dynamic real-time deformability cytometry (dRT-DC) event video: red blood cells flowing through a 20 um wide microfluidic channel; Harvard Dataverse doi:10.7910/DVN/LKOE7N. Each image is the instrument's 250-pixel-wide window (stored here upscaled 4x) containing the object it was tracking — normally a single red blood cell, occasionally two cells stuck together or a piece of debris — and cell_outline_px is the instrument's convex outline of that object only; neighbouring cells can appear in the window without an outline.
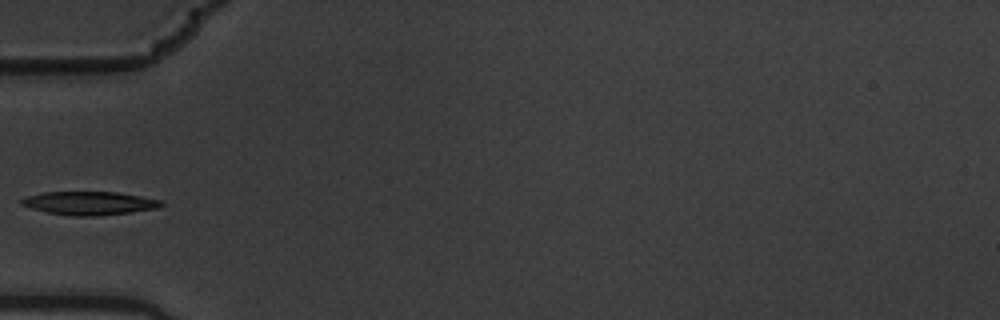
{"species": "common noctule bat (a hibernating species)", "species_latin": "Nyctalus noctula", "temperature_condition": "warm", "stored_images_in_passage": 10, "camera_frame_rate_fps": 3000, "um_per_image_px": 0.085, "animal": {"sex": "male", "body_mass_g": 19.5, "forearm_length_mm": 54.6}, "frame": {"image": 1, "passage_image": 4, "time_ms": 1.0, "image_size_px": [1000, 320], "cell_outline_px": [[164, 204], [156, 208], [128, 212], [96, 216], [72, 216], [48, 212], [32, 208], [20, 204], [20, 200], [24, 196], [44, 192], [116, 192], [140, 196], [160, 200]], "centroid_in_image_um": [7.54, 17.26], "position_along_channel_um": 77.5, "area_um2": 18.84}}
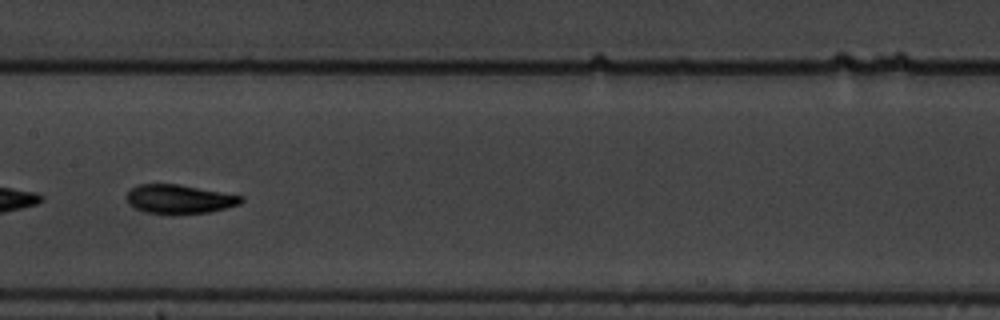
{"frame": {"image": 2, "passage_image": 7, "time_ms": 2.0, "image_size_px": [1000, 320], "cell_outline_px": [[244, 200], [240, 204], [228, 208], [208, 212], [172, 216], [144, 212], [128, 204], [128, 192], [132, 188], [140, 184], [176, 184], [244, 196]], "centroid_in_image_um": [15.26, 16.96], "position_along_channel_um": 192.1, "area_um2": 19.59}}
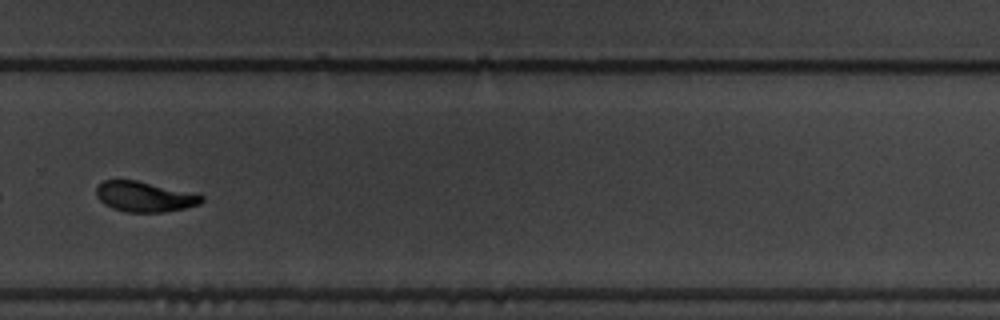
{"frame": {"image": 3, "passage_image": 10, "time_ms": 3.0, "image_size_px": [1000, 320], "cell_outline_px": [[204, 200], [200, 204], [184, 208], [164, 212], [124, 212], [112, 208], [104, 204], [96, 196], [96, 188], [104, 180], [136, 180], [196, 192], [204, 196]], "centroid_in_image_um": [12.33, 16.71], "position_along_channel_um": 317.5, "area_um2": 18.84}}